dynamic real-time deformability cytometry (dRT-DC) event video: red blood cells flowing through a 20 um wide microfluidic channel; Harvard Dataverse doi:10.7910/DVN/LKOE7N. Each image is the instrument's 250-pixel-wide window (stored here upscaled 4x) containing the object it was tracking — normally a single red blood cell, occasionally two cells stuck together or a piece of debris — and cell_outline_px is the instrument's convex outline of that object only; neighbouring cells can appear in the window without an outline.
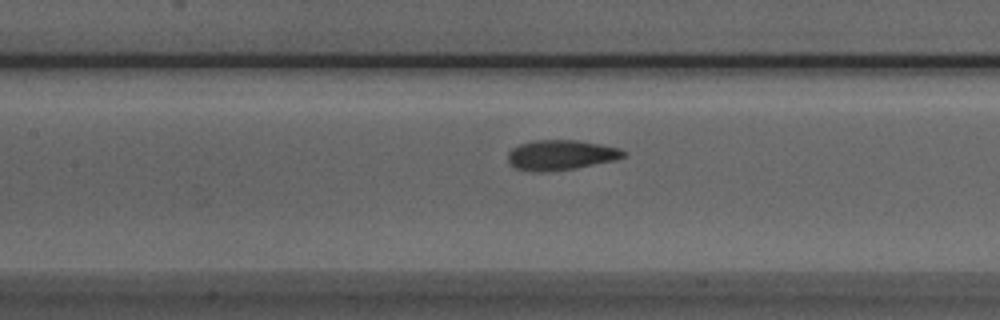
{"species": "Egyptian fruit bat (a non-hibernating species)", "species_latin": "Rousettus aegyptiacus", "temperature_condition": "room temperature", "stored_images_in_passage": 39, "camera_frame_rate_fps": 3000, "um_per_image_px": 0.085, "animal": {"sex": "male"}, "frame": {"image": 1, "passage_image": 11, "time_ms": 3.333, "image_size_px": [1000, 320], "cell_outline_px": [[624, 156], [616, 160], [576, 168], [544, 172], [532, 172], [516, 168], [508, 164], [508, 152], [512, 148], [520, 144], [532, 140], [576, 140], [600, 144], [620, 148], [624, 152]], "centroid_in_image_um": [47.63, 13.18], "position_along_channel_um": 159.8, "area_um2": 20.35}}
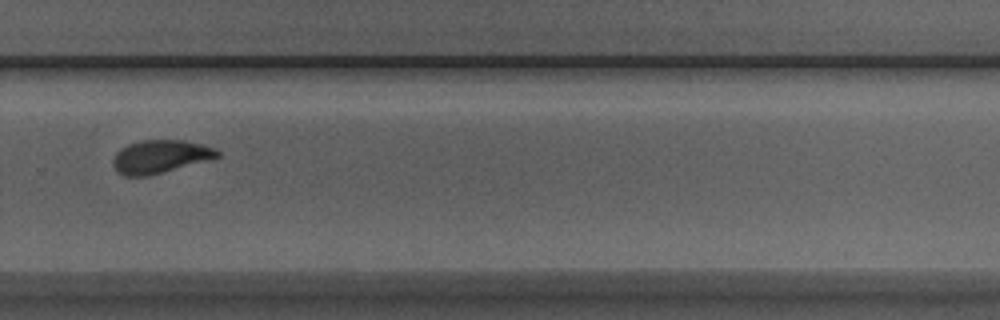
{"frame": {"image": 2, "passage_image": 23, "time_ms": 7.333, "image_size_px": [1000, 320], "cell_outline_px": [[220, 156], [208, 160], [148, 176], [124, 176], [116, 172], [112, 164], [112, 160], [116, 152], [120, 148], [128, 144], [144, 140], [184, 140], [216, 148], [220, 152]], "centroid_in_image_um": [13.58, 13.31], "position_along_channel_um": 316.2, "area_um2": 20.17}}
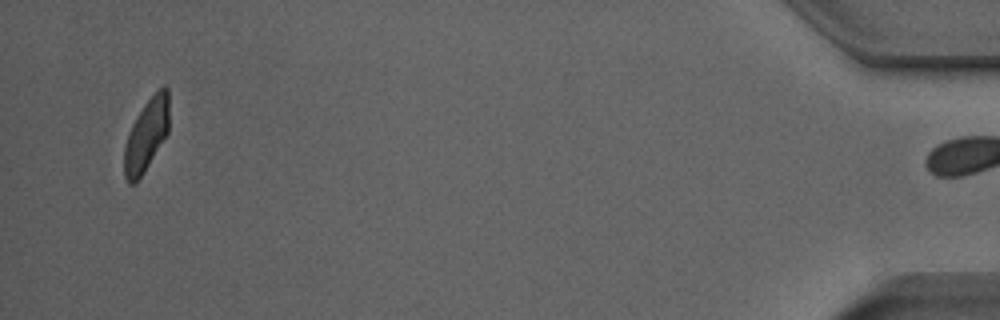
{"frame": {"image": 3, "passage_image": 38, "time_ms": 12.333, "image_size_px": [1000, 320], "cell_outline_px": [[168, 132], [144, 172], [136, 184], [128, 184], [124, 176], [124, 148], [132, 124], [136, 116], [144, 104], [164, 84], [168, 88]], "centroid_in_image_um": [12.43, 11.51], "position_along_channel_um": 422.8, "area_um2": 18.73}, "authors_computed_cell_mechanics": {"area_um2": 20.4034, "velocity_mm_per_s": 3.9226, "shape_relaxation_time_tau1_ms": 3.2153, "shape_relaxation_time_tau2_ms": 1.536, "deformation_change_tau1": 0.1225, "deformation_change_tau2": 0.0528}}